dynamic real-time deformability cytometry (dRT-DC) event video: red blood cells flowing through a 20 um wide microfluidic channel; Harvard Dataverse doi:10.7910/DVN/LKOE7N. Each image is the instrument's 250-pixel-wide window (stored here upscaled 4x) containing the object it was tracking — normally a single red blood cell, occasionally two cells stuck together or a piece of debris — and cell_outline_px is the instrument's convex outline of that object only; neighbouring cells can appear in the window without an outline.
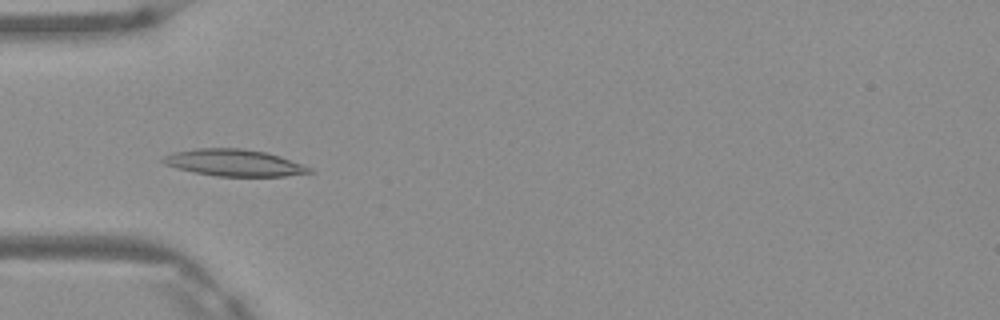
{"species": "Egyptian fruit bat (a non-hibernating species)", "species_latin": "Rousettus aegyptiacus", "temperature_condition": "warm", "stored_images_in_passage": 5, "camera_frame_rate_fps": 3000, "um_per_image_px": 0.085, "frame": {"image": 1, "passage_image": 5, "time_ms": 1.333, "image_size_px": [1000, 320], "cell_outline_px": [[316, 172], [284, 176], [216, 176], [176, 168], [164, 164], [160, 160], [164, 156], [172, 152], [196, 148], [240, 148], [264, 152], [280, 156], [312, 168]], "centroid_in_image_um": [19.89, 13.83], "position_along_channel_um": 65.1, "area_um2": 22.77}}